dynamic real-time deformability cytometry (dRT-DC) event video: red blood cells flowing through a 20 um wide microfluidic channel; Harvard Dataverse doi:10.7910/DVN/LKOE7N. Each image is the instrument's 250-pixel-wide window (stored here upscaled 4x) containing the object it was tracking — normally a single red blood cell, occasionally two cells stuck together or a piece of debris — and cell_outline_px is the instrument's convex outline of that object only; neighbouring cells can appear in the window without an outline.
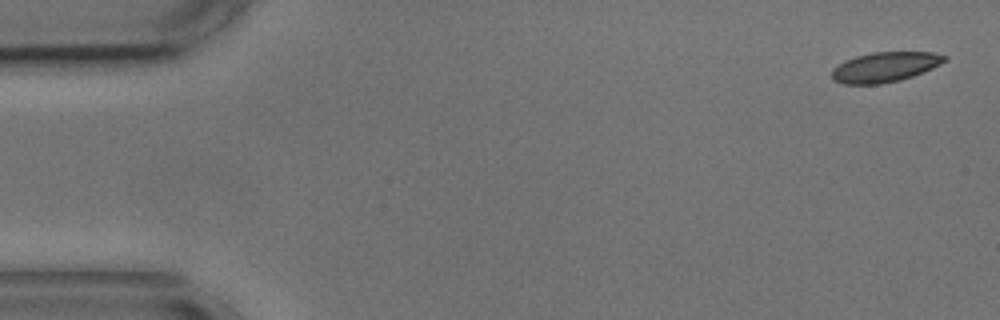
{"species": "common noctule bat (a hibernating species)", "species_latin": "Nyctalus noctula", "temperature_condition": "cold", "stored_images_in_passage": 3, "camera_frame_rate_fps": 3000, "um_per_image_px": 0.085, "animal": {"sex": "male", "body_mass_g": 17.9, "forearm_length_mm": 54.2}, "frame": {"image": 1, "passage_image": 1, "time_ms": 0.0, "image_size_px": [1000, 320], "cell_outline_px": [[948, 60], [932, 68], [912, 76], [900, 80], [880, 84], [844, 84], [832, 80], [832, 68], [844, 60], [856, 56], [872, 52], [932, 52], [948, 56]], "centroid_in_image_um": [75.2, 5.69], "position_along_channel_um": 9.8, "area_um2": 19.77}}